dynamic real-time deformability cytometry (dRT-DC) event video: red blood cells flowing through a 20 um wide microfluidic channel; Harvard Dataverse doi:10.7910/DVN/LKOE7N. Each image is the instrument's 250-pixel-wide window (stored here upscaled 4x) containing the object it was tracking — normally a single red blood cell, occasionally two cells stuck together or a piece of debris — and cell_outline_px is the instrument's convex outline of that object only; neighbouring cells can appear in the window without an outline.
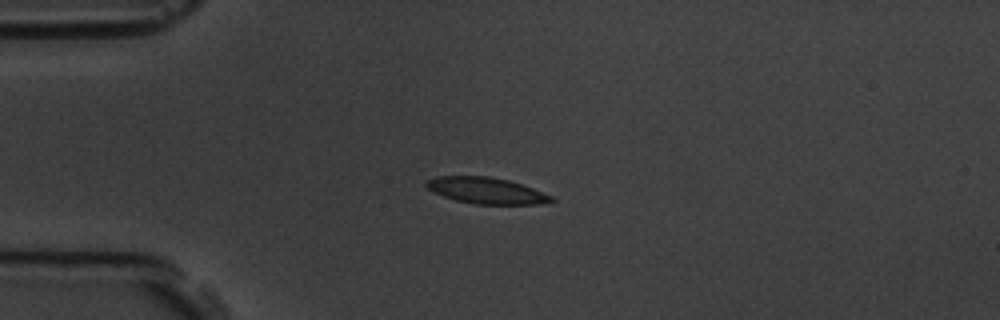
{"species": "common noctule bat (a hibernating species)", "species_latin": "Nyctalus noctula", "temperature_condition": "room temperature", "stored_images_in_passage": 14, "camera_frame_rate_fps": 3000, "um_per_image_px": 0.085, "animal": {"sex": "male", "body_mass_g": 19.5, "forearm_length_mm": 54.6}, "frame": {"image": 1, "passage_image": 3, "time_ms": 3.333, "image_size_px": [1000, 320], "cell_outline_px": [[556, 200], [536, 204], [476, 204], [456, 200], [444, 196], [428, 188], [424, 184], [428, 180], [436, 176], [488, 176], [508, 180], [532, 188], [552, 196]], "centroid_in_image_um": [41.33, 16.19], "position_along_channel_um": 43.7, "area_um2": 18.79}}
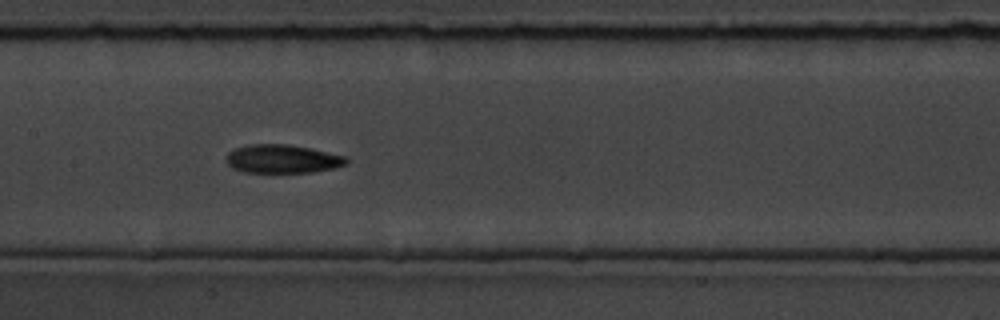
{"frame": {"image": 2, "passage_image": 7, "time_ms": 7.667, "image_size_px": [1000, 320], "cell_outline_px": [[348, 164], [332, 168], [312, 172], [244, 172], [232, 168], [228, 164], [228, 152], [232, 148], [252, 144], [284, 144], [308, 148], [348, 156]], "centroid_in_image_um": [24.02, 13.5], "position_along_channel_um": 183.4, "area_um2": 19.83}}
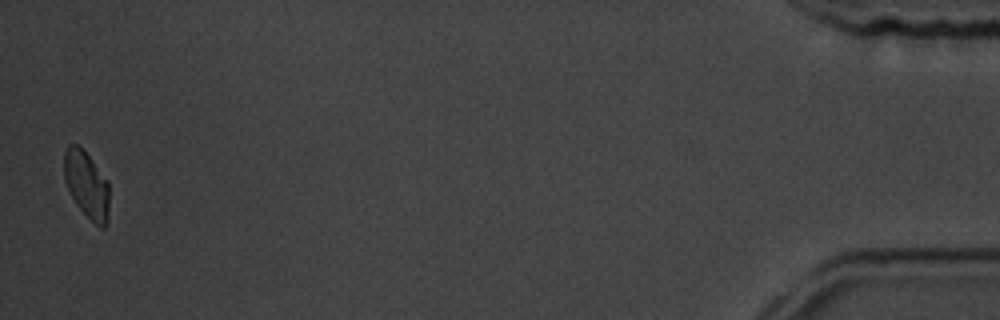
{"frame": {"image": 3, "passage_image": 14, "time_ms": 16.667, "image_size_px": [1000, 320], "cell_outline_px": [[108, 208], [104, 228], [100, 228], [76, 204], [64, 180], [64, 152], [68, 144], [76, 144], [92, 160], [108, 180]], "centroid_in_image_um": [7.34, 15.66], "position_along_channel_um": 427.9, "area_um2": 17.17}, "authors_computed_cell_mechanics": {"area_um2": 18.8139, "velocity_mm_per_s": 3.753, "shape_relaxation_time_tau1_ms": 2.7365, "shape_relaxation_time_tau2_ms": 3.9579, "deformation_change_tau1": 0.098, "deformation_change_tau2": 0.0903}}